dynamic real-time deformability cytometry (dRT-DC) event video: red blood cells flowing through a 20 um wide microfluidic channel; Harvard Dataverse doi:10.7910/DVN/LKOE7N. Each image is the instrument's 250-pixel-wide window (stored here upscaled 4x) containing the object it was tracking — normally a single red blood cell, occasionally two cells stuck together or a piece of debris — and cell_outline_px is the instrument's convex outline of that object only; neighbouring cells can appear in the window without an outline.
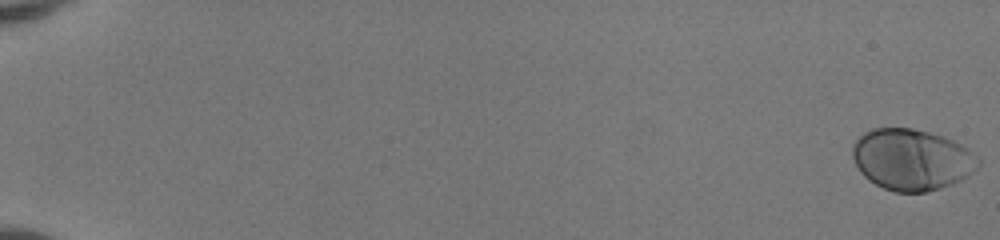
{"species": "human", "species_latin": "Homo sapiens", "temperature_condition": "room temperature", "stored_images_in_passage": 53, "camera_frame_rate_fps": 3000, "um_per_image_px": 0.085, "donor": {"sex": "female"}, "frame": {"image": 1, "passage_image": 1, "time_ms": 0.0, "image_size_px": [1000, 240], "cell_outline_px": [[980, 164], [968, 176], [952, 184], [928, 192], [896, 192], [884, 188], [868, 180], [860, 172], [852, 156], [852, 144], [864, 132], [872, 128], [912, 128], [944, 136], [968, 148], [980, 160]], "centroid_in_image_um": [77.49, 13.56], "position_along_channel_um": 7.5, "area_um2": 44.97}}
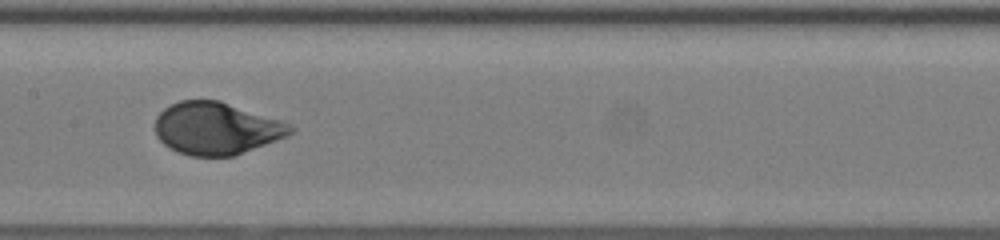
{"frame": {"image": 2, "passage_image": 30, "time_ms": 9.667, "image_size_px": [1000, 240], "cell_outline_px": [[296, 128], [288, 136], [236, 156], [188, 156], [176, 152], [164, 144], [156, 136], [156, 116], [164, 108], [180, 100], [220, 100], [292, 124]], "centroid_in_image_um": [18.41, 10.92], "position_along_channel_um": 189.0, "area_um2": 41.56}}
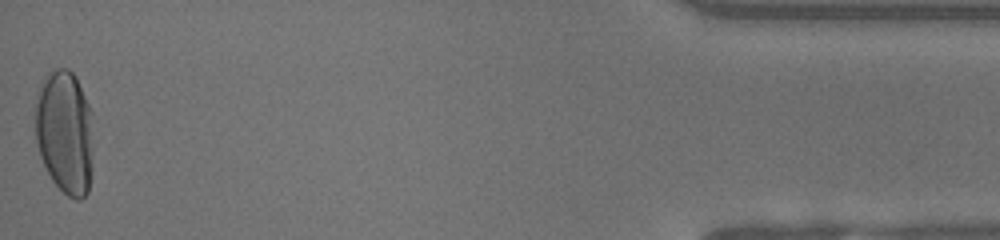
{"frame": {"image": 3, "passage_image": 53, "time_ms": 17.333, "image_size_px": [1000, 240], "cell_outline_px": [[92, 172], [88, 192], [80, 200], [76, 200], [68, 196], [52, 180], [40, 156], [36, 144], [36, 104], [40, 88], [44, 76], [48, 72], [56, 68], [68, 68], [76, 76], [92, 112]], "centroid_in_image_um": [5.53, 11.23], "position_along_channel_um": 429.7, "area_um2": 42.19}, "authors_computed_cell_mechanics": {"area_um2": 42.2518, "velocity_mm_per_s": 4.091, "shape_relaxation_time_tau1_ms": 2.6071, "shape_relaxation_time_tau2_ms": null, "deformation_change_tau1": 0.1623, "deformation_change_tau2": null}}